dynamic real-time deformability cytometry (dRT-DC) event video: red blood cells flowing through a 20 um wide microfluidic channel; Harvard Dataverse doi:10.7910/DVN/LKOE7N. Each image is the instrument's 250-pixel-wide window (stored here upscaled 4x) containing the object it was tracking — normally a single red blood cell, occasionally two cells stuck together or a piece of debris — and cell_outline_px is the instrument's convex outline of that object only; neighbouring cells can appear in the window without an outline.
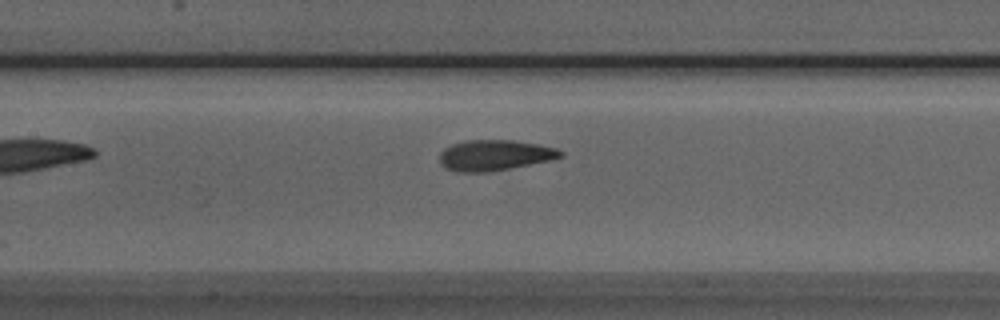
{"species": "Egyptian fruit bat (a non-hibernating species)", "species_latin": "Rousettus aegyptiacus", "temperature_condition": "room temperature", "stored_images_in_passage": 16, "camera_frame_rate_fps": 3000, "um_per_image_px": 0.085, "animal": {"sex": "male"}, "frame": {"image": 1, "passage_image": 8, "time_ms": 2.333, "image_size_px": [1000, 320], "cell_outline_px": [[564, 156], [552, 160], [488, 172], [460, 172], [444, 168], [440, 164], [440, 152], [444, 148], [452, 144], [464, 140], [512, 140], [536, 144], [556, 148], [564, 152]], "centroid_in_image_um": [42.03, 13.19], "position_along_channel_um": 165.4, "area_um2": 21.68}}